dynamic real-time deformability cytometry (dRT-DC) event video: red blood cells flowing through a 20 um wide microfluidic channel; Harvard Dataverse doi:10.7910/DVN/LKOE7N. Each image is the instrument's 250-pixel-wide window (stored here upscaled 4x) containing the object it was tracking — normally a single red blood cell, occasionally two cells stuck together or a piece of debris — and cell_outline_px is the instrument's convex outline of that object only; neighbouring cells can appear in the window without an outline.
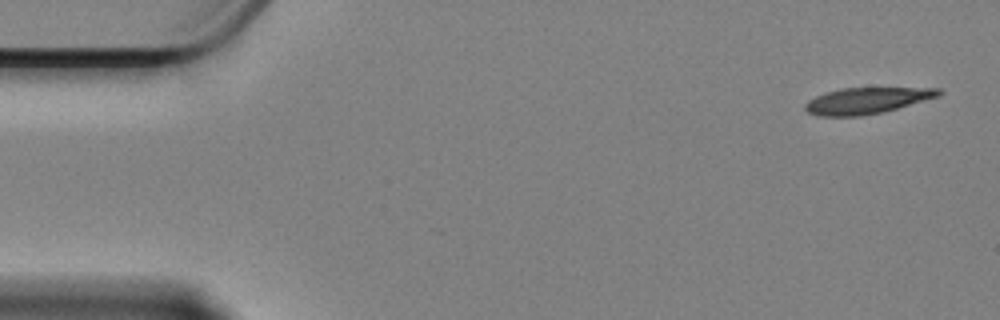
{"species": "Egyptian fruit bat (a non-hibernating species)", "species_latin": "Rousettus aegyptiacus", "temperature_condition": "cold", "stored_images_in_passage": 5, "camera_frame_rate_fps": 3000, "um_per_image_px": 0.085, "animal": {"sex": "female"}, "frame": {"image": 1, "passage_image": 1, "time_ms": 0.0, "image_size_px": [1000, 320], "cell_outline_px": [[944, 92], [940, 96], [896, 108], [880, 112], [860, 116], [820, 116], [808, 112], [804, 108], [804, 104], [808, 100], [816, 96], [840, 88], [940, 88]], "centroid_in_image_um": [73.67, 8.54], "position_along_channel_um": 11.3, "area_um2": 20.17}}